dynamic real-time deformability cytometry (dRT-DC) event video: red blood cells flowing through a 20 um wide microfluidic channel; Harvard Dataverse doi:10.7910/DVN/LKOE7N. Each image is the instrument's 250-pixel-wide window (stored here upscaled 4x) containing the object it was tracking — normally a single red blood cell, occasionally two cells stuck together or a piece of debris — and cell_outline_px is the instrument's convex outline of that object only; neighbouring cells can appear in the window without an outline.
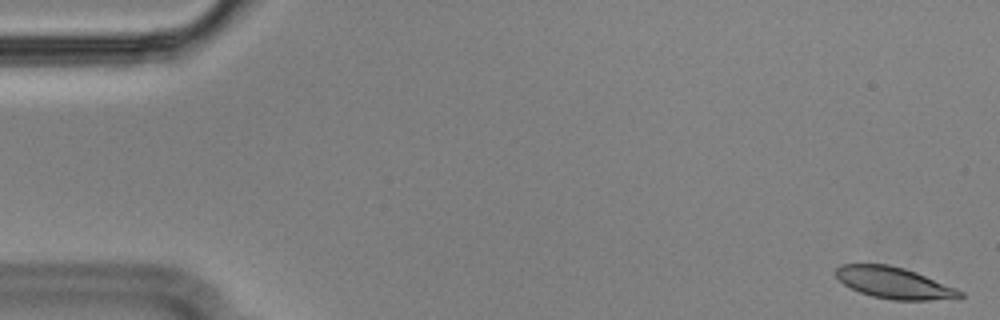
{"species": "Egyptian fruit bat (a non-hibernating species)", "species_latin": "Rousettus aegyptiacus", "temperature_condition": "cold", "stored_images_in_passage": 23, "camera_frame_rate_fps": 3000, "um_per_image_px": 0.085, "animal": {"sex": "male"}, "frame": {"image": 1, "passage_image": 1, "time_ms": 0.0, "image_size_px": [1000, 320], "cell_outline_px": [[964, 296], [960, 300], [892, 300], [872, 296], [860, 292], [844, 284], [836, 276], [836, 268], [840, 264], [888, 264], [904, 268], [916, 272], [956, 288], [964, 292]], "centroid_in_image_um": [76.07, 24.06], "position_along_channel_um": 8.9, "area_um2": 22.95}}
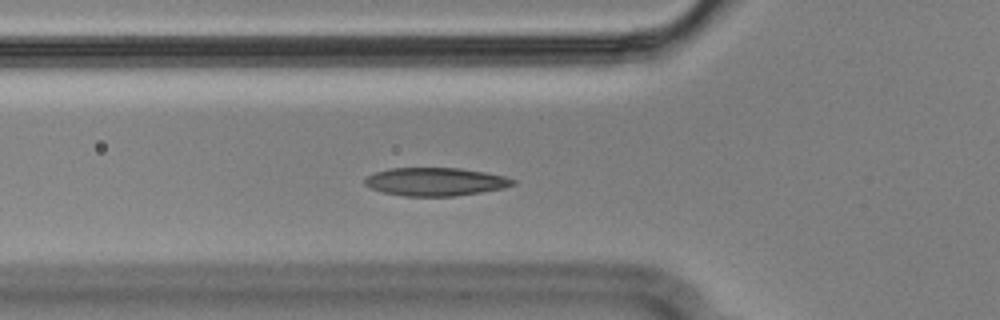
{"frame": {"image": 2, "passage_image": 19, "time_ms": 6.0, "image_size_px": [1000, 320], "cell_outline_px": [[516, 184], [504, 188], [480, 192], [452, 196], [404, 196], [384, 192], [372, 188], [364, 184], [364, 180], [368, 176], [376, 172], [388, 168], [460, 168], [484, 172], [504, 176], [516, 180]], "centroid_in_image_um": [37.03, 15.44], "position_along_channel_um": 88.8, "area_um2": 24.16}}
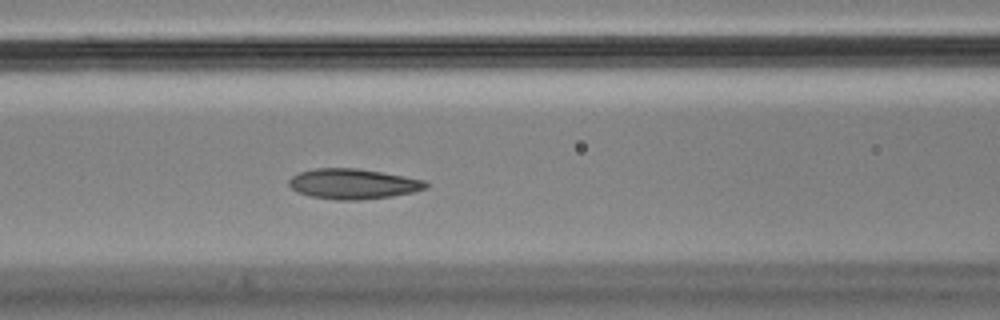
{"frame": {"image": 3, "passage_image": 23, "time_ms": 7.333, "image_size_px": [1000, 320], "cell_outline_px": [[428, 188], [412, 192], [392, 196], [356, 200], [336, 200], [312, 196], [296, 192], [288, 184], [288, 180], [292, 176], [300, 172], [312, 168], [356, 168], [404, 176], [424, 180], [428, 184]], "centroid_in_image_um": [29.99, 15.63], "position_along_channel_um": 136.6, "area_um2": 24.04}}